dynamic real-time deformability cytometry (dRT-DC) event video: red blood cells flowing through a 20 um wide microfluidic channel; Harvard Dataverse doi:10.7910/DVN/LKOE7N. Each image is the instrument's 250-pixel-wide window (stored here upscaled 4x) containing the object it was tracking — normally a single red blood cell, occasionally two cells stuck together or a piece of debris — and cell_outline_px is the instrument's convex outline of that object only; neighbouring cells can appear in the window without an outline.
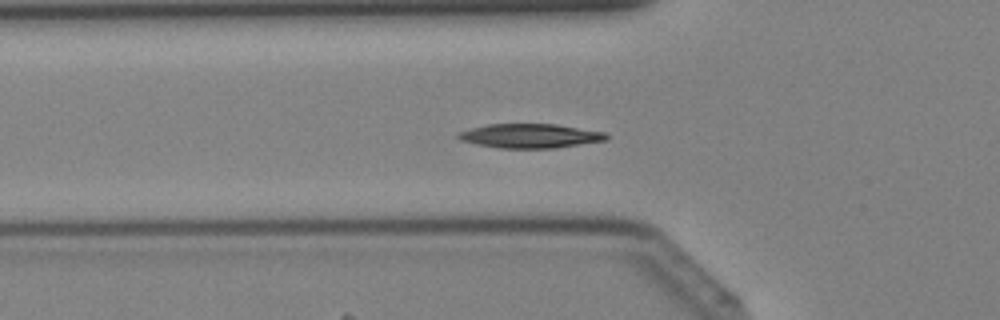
{"species": "Egyptian fruit bat (a non-hibernating species)", "species_latin": "Rousettus aegyptiacus", "temperature_condition": "cold", "stored_images_in_passage": 30, "camera_frame_rate_fps": 3000, "um_per_image_px": 0.085, "animal": {"sex": "female"}, "frame": {"image": 1, "passage_image": 3, "time_ms": 0.667, "image_size_px": [1000, 320], "cell_outline_px": [[608, 140], [556, 148], [500, 148], [476, 144], [460, 140], [456, 136], [456, 132], [488, 124], [556, 124], [604, 132], [608, 136]], "centroid_in_image_um": [45.04, 11.55], "position_along_channel_um": 80.8, "area_um2": 20.92}}
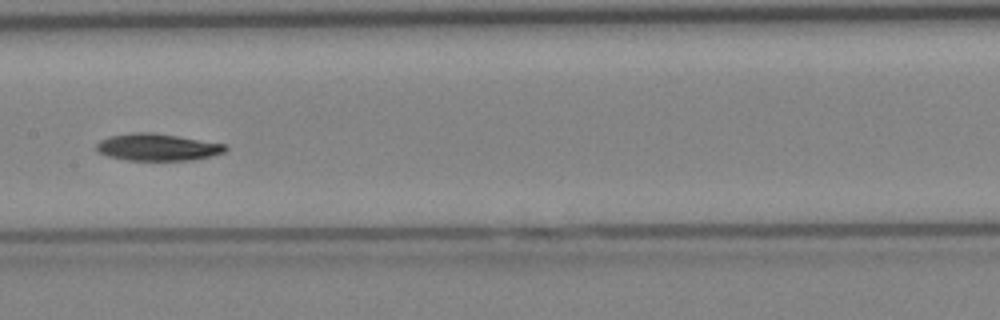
{"frame": {"image": 2, "passage_image": 10, "time_ms": 3.0, "image_size_px": [1000, 320], "cell_outline_px": [[228, 148], [224, 152], [192, 160], [128, 160], [108, 156], [96, 152], [92, 148], [100, 140], [108, 136], [132, 132], [152, 132], [224, 144]], "centroid_in_image_um": [13.27, 12.5], "position_along_channel_um": 194.1, "area_um2": 20.29}}
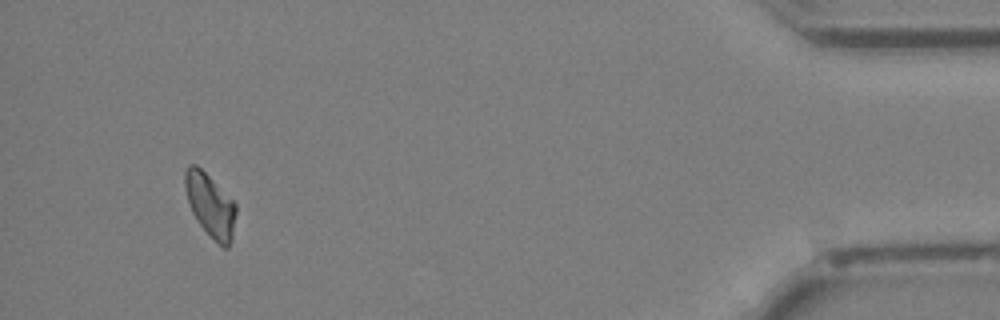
{"frame": {"image": 3, "passage_image": 28, "time_ms": 9.0, "image_size_px": [1000, 320], "cell_outline_px": [[236, 212], [232, 240], [228, 248], [224, 248], [200, 224], [192, 212], [184, 188], [184, 172], [188, 164], [196, 164], [236, 204]], "centroid_in_image_um": [17.86, 17.42], "position_along_channel_um": 417.3, "area_um2": 18.32}}